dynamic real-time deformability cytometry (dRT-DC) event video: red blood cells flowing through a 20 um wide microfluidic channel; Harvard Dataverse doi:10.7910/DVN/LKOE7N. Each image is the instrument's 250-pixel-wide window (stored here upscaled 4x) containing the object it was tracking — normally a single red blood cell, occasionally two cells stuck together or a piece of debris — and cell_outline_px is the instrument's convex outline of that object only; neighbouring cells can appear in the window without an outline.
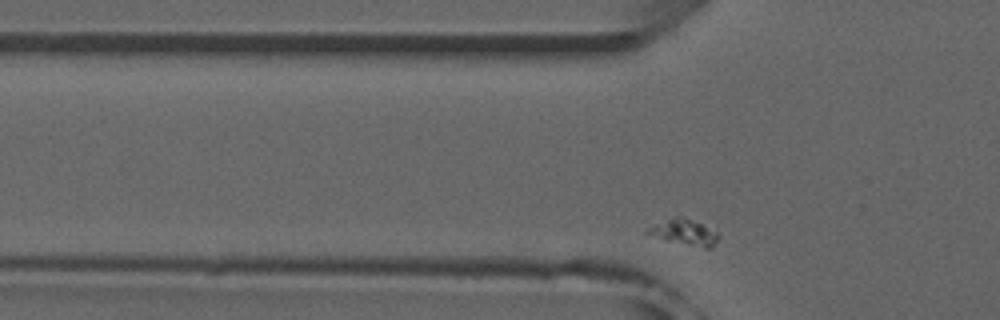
{"species": "common noctule bat (a hibernating species)", "species_latin": "Nyctalus noctula", "temperature_condition": "room temperature", "stored_images_in_passage": 39, "camera_frame_rate_fps": 3000, "um_per_image_px": 0.085, "animal": {"sex": "male", "forearm_length_mm": 52.5}, "frame": {"image": 1, "passage_image": 7, "time_ms": 2.0, "image_size_px": [1000, 320], "cell_outline_px": [[720, 236], [712, 248], [704, 248], [668, 240], [644, 232], [648, 228], [656, 224], [680, 216], [684, 216], [716, 232]], "centroid_in_image_um": [58.22, 19.76], "position_along_channel_um": 67.6, "area_um2": 10.06}}
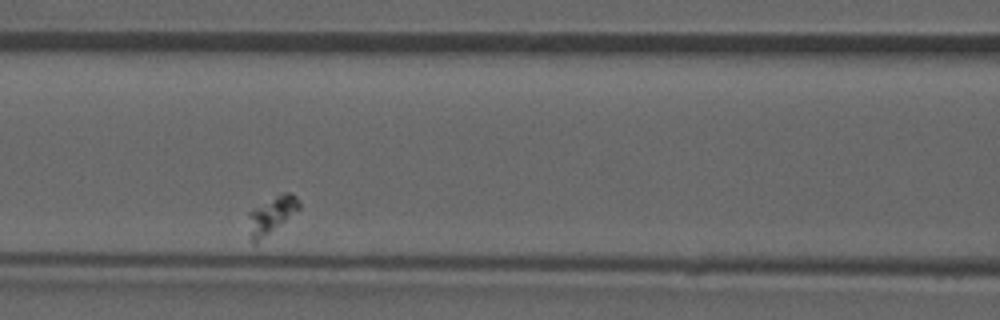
{"frame": {"image": 2, "passage_image": 14, "time_ms": 4.333, "image_size_px": [1000, 320], "cell_outline_px": [[300, 208], [256, 244], [252, 244], [248, 216], [248, 212], [276, 196], [284, 192], [292, 192], [296, 196], [300, 204]], "centroid_in_image_um": [23.08, 18.28], "position_along_channel_um": 143.5, "area_um2": 10.58}}
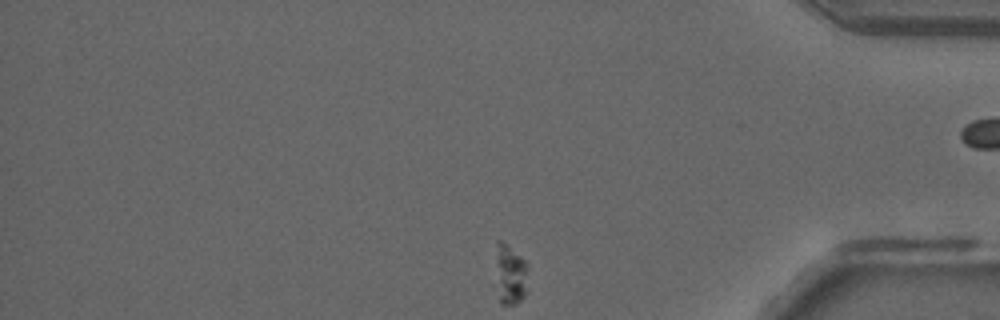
{"frame": {"image": 3, "passage_image": 38, "time_ms": 12.333, "image_size_px": [1000, 320], "cell_outline_px": [[528, 292], [516, 304], [500, 304], [496, 260], [496, 240], [500, 240], [508, 244], [528, 264]], "centroid_in_image_um": [43.42, 23.31], "position_along_channel_um": 391.8, "area_um2": 11.5}}